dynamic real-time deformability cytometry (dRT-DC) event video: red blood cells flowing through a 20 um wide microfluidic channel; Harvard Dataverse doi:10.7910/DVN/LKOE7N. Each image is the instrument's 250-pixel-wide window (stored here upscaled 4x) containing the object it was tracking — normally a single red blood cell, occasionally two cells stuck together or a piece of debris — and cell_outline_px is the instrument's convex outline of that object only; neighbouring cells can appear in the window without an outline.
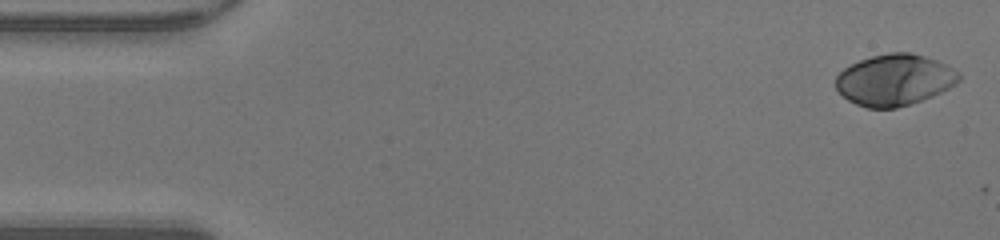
{"species": "human", "species_latin": "Homo sapiens", "temperature_condition": "warm", "stored_images_in_passage": 44, "camera_frame_rate_fps": 3000, "um_per_image_px": 0.085, "donor": {"sex": "male"}, "frame": {"image": 1, "passage_image": 1, "time_ms": 0.0, "image_size_px": [1000, 240], "cell_outline_px": [[960, 80], [956, 84], [932, 96], [896, 108], [868, 108], [856, 104], [848, 100], [836, 88], [836, 76], [844, 68], [860, 60], [872, 56], [888, 52], [912, 52], [936, 60], [960, 72]], "centroid_in_image_um": [76.03, 6.78], "position_along_channel_um": 9.0, "area_um2": 36.59}}
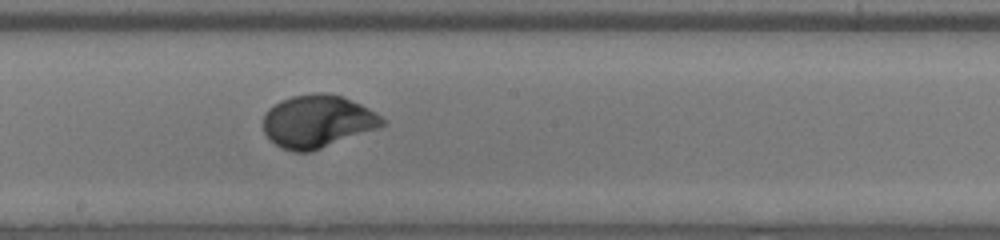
{"frame": {"image": 2, "passage_image": 25, "time_ms": 8.0, "image_size_px": [1000, 240], "cell_outline_px": [[388, 120], [384, 124], [376, 128], [312, 152], [292, 152], [276, 144], [264, 132], [264, 112], [268, 108], [280, 100], [292, 96], [316, 92], [324, 92], [344, 96], [376, 112]], "centroid_in_image_um": [26.99, 10.3], "position_along_channel_um": 221.2, "area_um2": 36.59}}
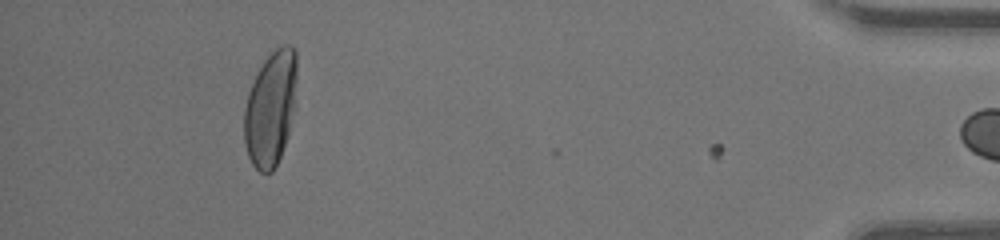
{"frame": {"image": 3, "passage_image": 43, "time_ms": 14.0, "image_size_px": [1000, 240], "cell_outline_px": [[296, 80], [292, 108], [288, 132], [280, 156], [272, 172], [260, 172], [252, 164], [248, 156], [244, 144], [244, 108], [248, 92], [264, 60], [276, 48], [284, 44], [292, 44], [296, 52]], "centroid_in_image_um": [22.97, 9.2], "position_along_channel_um": 412.2, "area_um2": 34.62}, "authors_computed_cell_mechanics": {"area_um2": 35.836, "velocity_mm_per_s": 4.348, "shape_relaxation_time_tau1_ms": 2.7415, "shape_relaxation_time_tau2_ms": null, "deformation_change_tau1": 0.1844, "deformation_change_tau2": null}}